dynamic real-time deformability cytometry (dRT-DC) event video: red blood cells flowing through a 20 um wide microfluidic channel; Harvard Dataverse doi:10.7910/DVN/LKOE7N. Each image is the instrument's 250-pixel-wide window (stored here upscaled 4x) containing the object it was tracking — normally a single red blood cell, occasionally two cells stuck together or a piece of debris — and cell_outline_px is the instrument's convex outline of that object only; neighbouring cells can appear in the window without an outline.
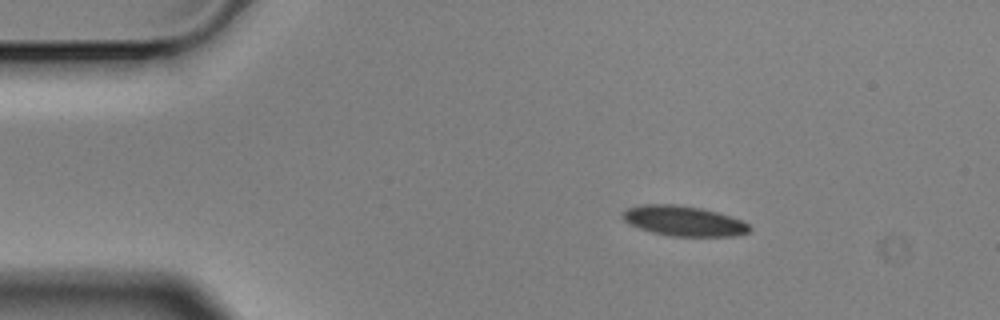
{"species": "Egyptian fruit bat (a non-hibernating species)", "species_latin": "Rousettus aegyptiacus", "temperature_condition": "cold", "stored_images_in_passage": 3, "camera_frame_rate_fps": 3000, "um_per_image_px": 0.085, "animal": {"sex": "male"}, "frame": {"image": 1, "passage_image": 1, "time_ms": 0.0, "image_size_px": [1000, 320], "cell_outline_px": [[752, 228], [748, 232], [736, 236], [672, 236], [652, 232], [640, 228], [624, 220], [620, 216], [628, 208], [644, 204], [676, 204], [700, 208], [716, 212], [740, 220], [748, 224]], "centroid_in_image_um": [58.11, 18.78], "position_along_channel_um": 26.9, "area_um2": 21.96}}